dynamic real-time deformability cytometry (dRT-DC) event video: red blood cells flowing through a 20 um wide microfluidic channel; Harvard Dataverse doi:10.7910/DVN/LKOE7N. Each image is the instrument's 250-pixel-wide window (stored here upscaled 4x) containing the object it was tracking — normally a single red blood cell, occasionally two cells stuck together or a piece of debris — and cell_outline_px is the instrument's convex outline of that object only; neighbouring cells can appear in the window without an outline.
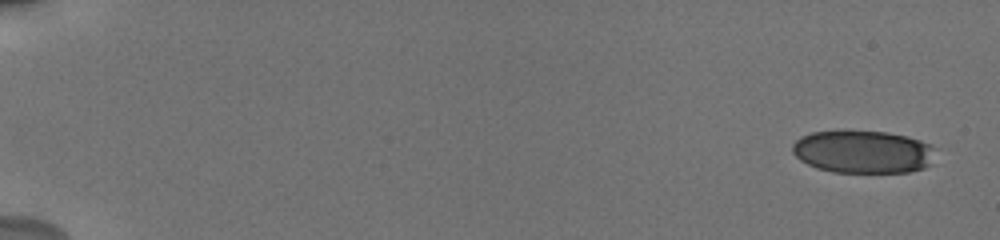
{"species": "human", "species_latin": "Homo sapiens", "temperature_condition": "cold", "stored_images_in_passage": 21, "camera_frame_rate_fps": 3000, "um_per_image_px": 0.085, "donor": {"sex": "male"}, "frame": {"image": 1, "passage_image": 1, "time_ms": 0.0, "image_size_px": [1000, 240], "cell_outline_px": [[932, 148], [928, 164], [924, 168], [908, 172], [832, 172], [816, 168], [800, 160], [792, 152], [792, 144], [800, 136], [812, 132], [888, 132], [908, 136], [932, 144]], "centroid_in_image_um": [73.3, 12.91], "position_along_channel_um": 11.7, "area_um2": 35.2}}
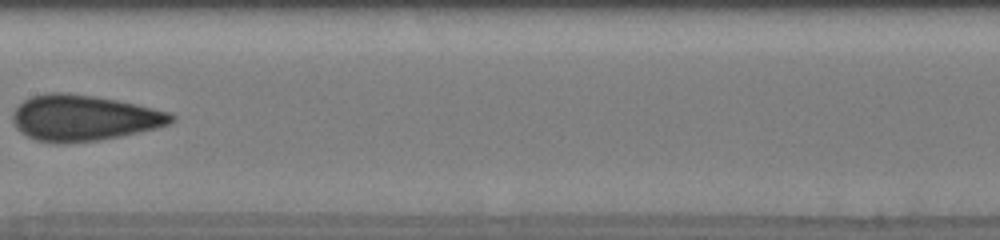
{"frame": {"image": 2, "passage_image": 13, "time_ms": 9.667, "image_size_px": [1000, 240], "cell_outline_px": [[176, 120], [168, 124], [156, 128], [120, 136], [96, 140], [64, 144], [60, 144], [36, 140], [20, 132], [16, 128], [12, 120], [12, 112], [24, 100], [32, 96], [48, 92], [68, 92], [116, 100], [136, 104], [172, 112], [176, 116]], "centroid_in_image_um": [7.11, 10.02], "position_along_channel_um": 200.3, "area_um2": 42.48}}
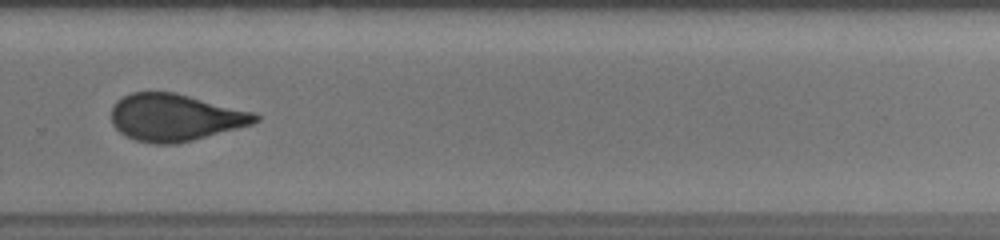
{"frame": {"image": 3, "passage_image": 19, "time_ms": 12.667, "image_size_px": [1000, 240], "cell_outline_px": [[260, 120], [252, 124], [192, 140], [176, 144], [152, 144], [136, 140], [120, 132], [112, 124], [112, 108], [116, 100], [132, 92], [176, 92], [256, 112], [260, 116]], "centroid_in_image_um": [14.9, 9.97], "position_along_channel_um": 314.9, "area_um2": 39.59}}